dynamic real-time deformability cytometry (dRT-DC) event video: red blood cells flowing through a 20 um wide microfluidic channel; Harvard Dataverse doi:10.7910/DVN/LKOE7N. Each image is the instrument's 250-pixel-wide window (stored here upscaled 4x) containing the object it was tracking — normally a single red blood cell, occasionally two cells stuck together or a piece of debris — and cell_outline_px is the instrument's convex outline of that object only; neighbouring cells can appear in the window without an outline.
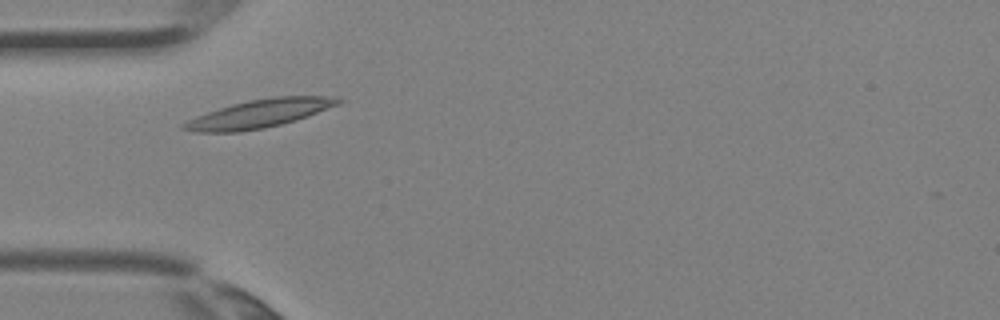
{"species": "Egyptian fruit bat (a non-hibernating species)", "species_latin": "Rousettus aegyptiacus", "temperature_condition": "room temperature", "stored_images_in_passage": 2, "camera_frame_rate_fps": 3000, "um_per_image_px": 0.085, "animal": {"sex": "female"}, "frame": {"image": 1, "passage_image": 2, "time_ms": 0.333, "image_size_px": [1000, 320], "cell_outline_px": [[344, 100], [340, 104], [308, 116], [280, 124], [264, 128], [240, 132], [196, 132], [180, 128], [180, 124], [196, 116], [232, 104], [248, 100], [276, 96], [332, 96]], "centroid_in_image_um": [22.05, 9.65], "position_along_channel_um": 63.0, "area_um2": 25.32}}